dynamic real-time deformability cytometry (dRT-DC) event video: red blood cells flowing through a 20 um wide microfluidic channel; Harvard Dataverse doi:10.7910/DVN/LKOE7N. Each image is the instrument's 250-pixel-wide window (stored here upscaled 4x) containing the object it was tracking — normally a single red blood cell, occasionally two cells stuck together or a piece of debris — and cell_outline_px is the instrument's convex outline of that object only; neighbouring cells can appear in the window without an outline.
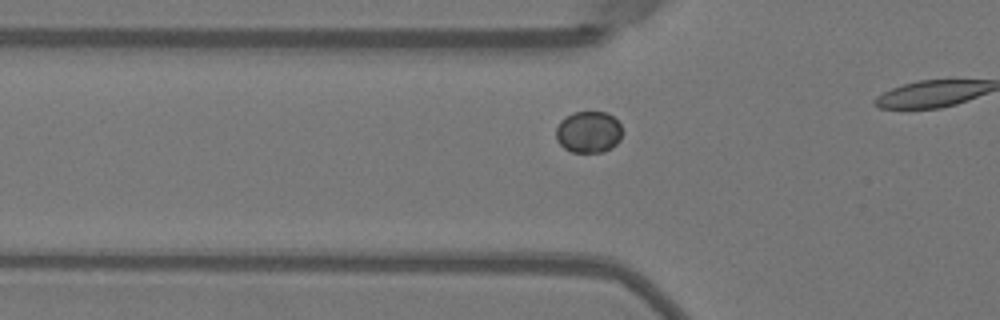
{"species": "Egyptian fruit bat (a non-hibernating species)", "species_latin": "Rousettus aegyptiacus", "temperature_condition": "warm", "stored_images_in_passage": 18, "camera_frame_rate_fps": 3000, "um_per_image_px": 0.085, "animal": {"sex": "female"}, "frame": {"image": 1, "passage_image": 13, "time_ms": 4.0, "image_size_px": [1000, 320], "cell_outline_px": [[620, 140], [612, 148], [604, 152], [572, 152], [564, 148], [556, 140], [556, 128], [560, 120], [572, 112], [608, 112], [620, 124]], "centroid_in_image_um": [50.0, 11.22], "position_along_channel_um": 75.8, "area_um2": 16.13}}
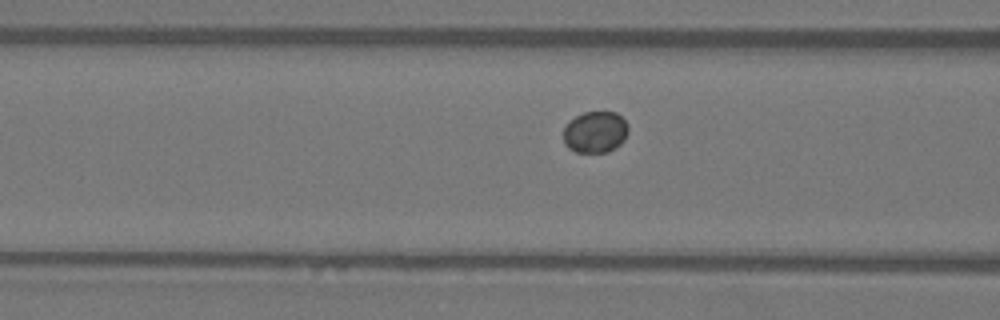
{"frame": {"image": 2, "passage_image": 16, "time_ms": 5.0, "image_size_px": [1000, 320], "cell_outline_px": [[628, 132], [624, 140], [616, 148], [608, 152], [576, 152], [568, 148], [564, 144], [564, 128], [568, 120], [584, 112], [616, 112], [628, 124]], "centroid_in_image_um": [50.59, 11.23], "position_along_channel_um": 116.0, "area_um2": 15.84}}